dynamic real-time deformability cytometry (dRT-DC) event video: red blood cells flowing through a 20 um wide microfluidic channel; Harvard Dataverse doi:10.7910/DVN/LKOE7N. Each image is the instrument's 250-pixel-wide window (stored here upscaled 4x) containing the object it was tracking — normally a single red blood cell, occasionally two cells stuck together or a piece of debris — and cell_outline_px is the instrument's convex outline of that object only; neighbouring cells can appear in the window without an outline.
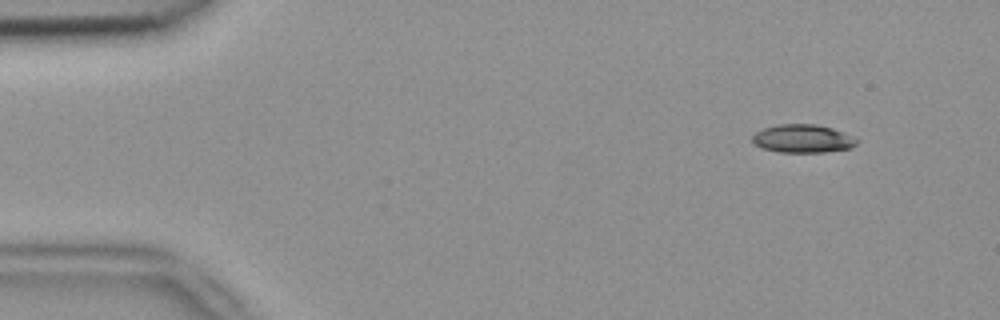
{"species": "common noctule bat (a hibernating species)", "species_latin": "Nyctalus noctula", "temperature_condition": "room temperature", "stored_images_in_passage": 7, "camera_frame_rate_fps": 3000, "um_per_image_px": 0.085, "animal": {"sex": "female", "body_mass_g": 18.4}, "frame": {"image": 1, "passage_image": 2, "time_ms": 0.333, "image_size_px": [1000, 320], "cell_outline_px": [[860, 140], [852, 148], [824, 152], [780, 152], [764, 148], [752, 144], [752, 136], [756, 132], [764, 128], [780, 124], [816, 124], [832, 128], [844, 132]], "centroid_in_image_um": [68.26, 11.78], "position_along_channel_um": 16.7, "area_um2": 17.22}}